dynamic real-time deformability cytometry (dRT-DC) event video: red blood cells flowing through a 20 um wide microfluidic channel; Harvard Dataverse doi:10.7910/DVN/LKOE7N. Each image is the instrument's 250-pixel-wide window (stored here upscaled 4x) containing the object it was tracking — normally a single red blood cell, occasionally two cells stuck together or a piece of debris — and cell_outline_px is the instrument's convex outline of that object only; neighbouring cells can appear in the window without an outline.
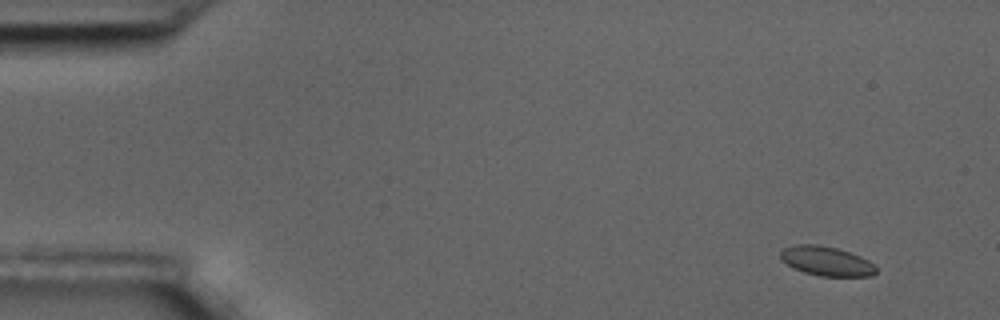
{"species": "common noctule bat (a hibernating species)", "species_latin": "Nyctalus noctula", "temperature_condition": "room temperature", "stored_images_in_passage": 6, "segment_of_instrument_passage": [1, 2], "camera_frame_rate_fps": 3000, "um_per_image_px": 0.085, "animal": {"sex": "male", "body_mass_g": 17.5, "forearm_length_mm": 52.3}, "frame": {"image": 1, "passage_image": 2, "time_ms": 0.333, "image_size_px": [1000, 320], "cell_outline_px": [[876, 272], [872, 276], [820, 276], [804, 272], [792, 268], [780, 260], [780, 252], [784, 248], [796, 244], [816, 244], [836, 248], [860, 256], [868, 260], [876, 268]], "centroid_in_image_um": [70.2, 22.19], "position_along_channel_um": 14.8, "area_um2": 16.36}}